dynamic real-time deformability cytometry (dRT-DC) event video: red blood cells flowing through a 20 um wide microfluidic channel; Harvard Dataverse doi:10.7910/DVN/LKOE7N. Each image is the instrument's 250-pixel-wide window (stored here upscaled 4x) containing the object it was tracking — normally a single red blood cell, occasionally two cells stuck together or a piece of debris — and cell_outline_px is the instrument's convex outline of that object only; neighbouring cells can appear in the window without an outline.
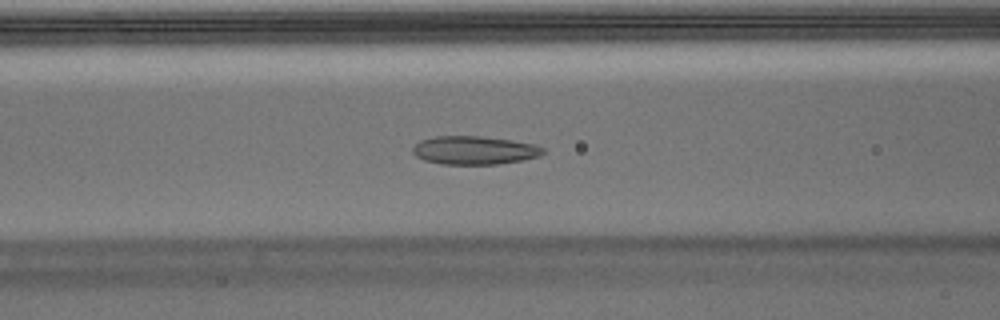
{"species": "Egyptian fruit bat (a non-hibernating species)", "species_latin": "Rousettus aegyptiacus", "temperature_condition": "warm", "stored_images_in_passage": 53, "camera_frame_rate_fps": 3000, "um_per_image_px": 0.085, "animal": {"sex": "male"}, "frame": {"image": 1, "passage_image": 21, "time_ms": 6.667, "image_size_px": [1000, 320], "cell_outline_px": [[544, 152], [540, 156], [520, 160], [496, 164], [440, 164], [424, 160], [416, 156], [412, 152], [412, 148], [420, 140], [436, 136], [480, 136], [512, 140], [536, 144], [544, 148]], "centroid_in_image_um": [40.31, 12.77], "position_along_channel_um": 126.3, "area_um2": 21.56}}
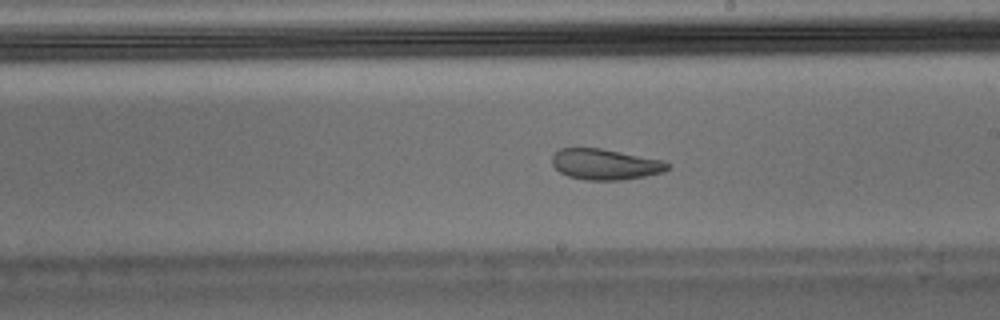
{"frame": {"image": 2, "passage_image": 30, "time_ms": 9.667, "image_size_px": [1000, 320], "cell_outline_px": [[672, 164], [664, 172], [644, 176], [620, 180], [588, 180], [568, 176], [560, 172], [552, 164], [552, 156], [560, 148], [600, 148], [664, 160]], "centroid_in_image_um": [51.46, 13.96], "position_along_channel_um": 237.5, "area_um2": 20.69}}
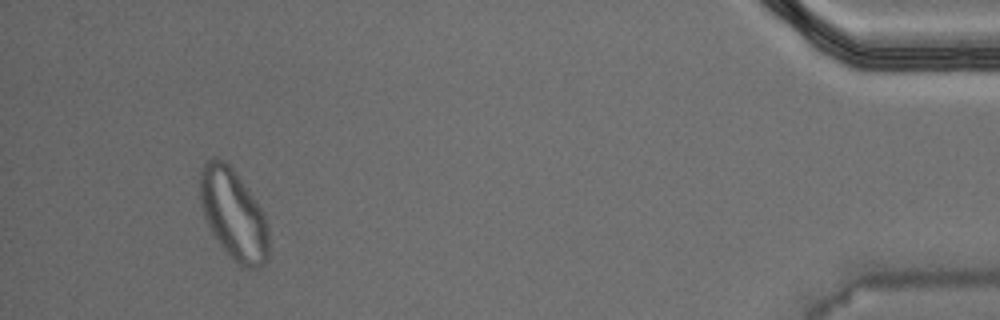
{"frame": {"image": 3, "passage_image": 50, "time_ms": 16.333, "image_size_px": [1000, 320], "cell_outline_px": [[268, 260], [260, 268], [240, 268], [228, 256], [216, 240], [204, 216], [200, 204], [200, 172], [204, 164], [212, 156], [216, 156], [232, 164], [264, 212], [268, 224]], "centroid_in_image_um": [19.86, 18.22], "position_along_channel_um": 415.3, "area_um2": 37.17}, "authors_computed_cell_mechanics": {"area_um2": 23.698, "velocity_mm_per_s": 3.7151, "shape_relaxation_time_tau1_ms": null, "shape_relaxation_time_tau2_ms": 1.9638, "deformation_change_tau1": null, "deformation_change_tau2": 0.0785}}